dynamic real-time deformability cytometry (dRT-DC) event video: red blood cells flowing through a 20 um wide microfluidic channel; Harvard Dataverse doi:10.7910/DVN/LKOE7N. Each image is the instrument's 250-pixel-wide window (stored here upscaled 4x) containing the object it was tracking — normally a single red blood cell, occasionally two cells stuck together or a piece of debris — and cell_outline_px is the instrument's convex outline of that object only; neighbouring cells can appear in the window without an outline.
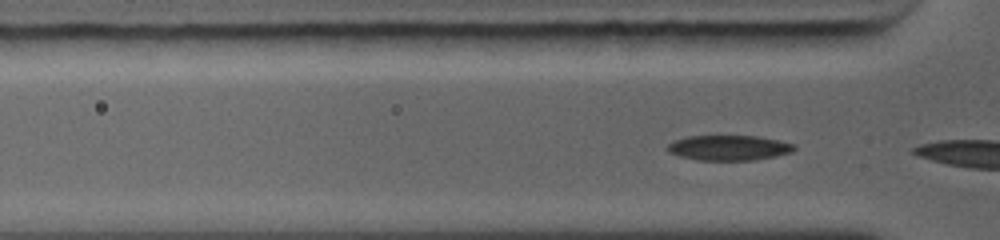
{"species": "common noctule bat (a hibernating species)", "species_latin": "Nyctalus noctula", "temperature_condition": "warm", "stored_images_in_passage": 4, "camera_frame_rate_fps": 5000, "um_per_image_px": 0.085, "animal": {"sex": "female", "body_mass_g": 19.0, "forearm_length_mm": 56.7}, "frame": {"image": 1, "passage_image": 3, "time_ms": 0.4, "image_size_px": [1000, 240], "cell_outline_px": [[796, 148], [792, 152], [776, 156], [752, 160], [696, 160], [680, 156], [668, 152], [668, 144], [672, 140], [688, 136], [756, 136], [780, 140], [796, 144]], "centroid_in_image_um": [61.97, 12.56], "position_along_channel_um": 63.8, "area_um2": 18.67}}